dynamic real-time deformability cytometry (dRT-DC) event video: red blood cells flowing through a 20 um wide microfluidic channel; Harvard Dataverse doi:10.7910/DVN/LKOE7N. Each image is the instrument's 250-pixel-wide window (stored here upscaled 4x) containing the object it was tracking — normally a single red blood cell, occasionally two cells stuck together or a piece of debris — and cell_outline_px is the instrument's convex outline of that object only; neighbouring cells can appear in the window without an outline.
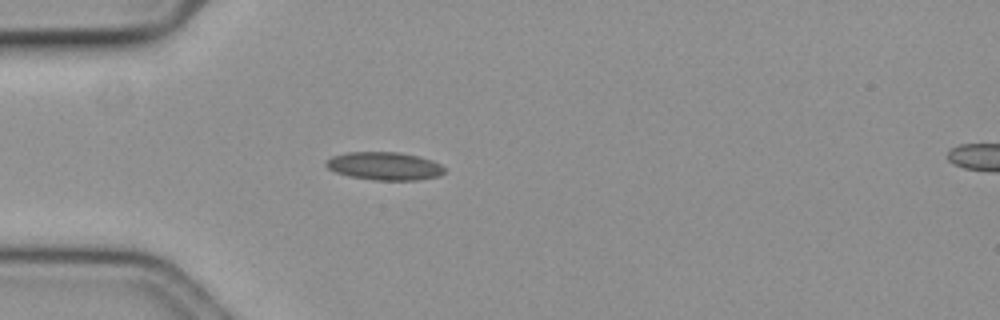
{"species": "common noctule bat (a hibernating species)", "species_latin": "Nyctalus noctula", "temperature_condition": "cold", "stored_images_in_passage": 42, "camera_frame_rate_fps": 3000, "um_per_image_px": 0.085, "animal": {"sex": "female", "body_mass_g": 19.3, "forearm_length_mm": 54.1}, "frame": {"image": 1, "passage_image": 1, "time_ms": 0.0, "image_size_px": [1000, 320], "cell_outline_px": [[444, 172], [440, 176], [416, 180], [372, 180], [348, 176], [336, 172], [328, 168], [324, 164], [332, 156], [348, 152], [400, 152], [432, 160], [440, 164], [444, 168]], "centroid_in_image_um": [32.67, 14.12], "position_along_channel_um": 52.3, "area_um2": 19.31}}
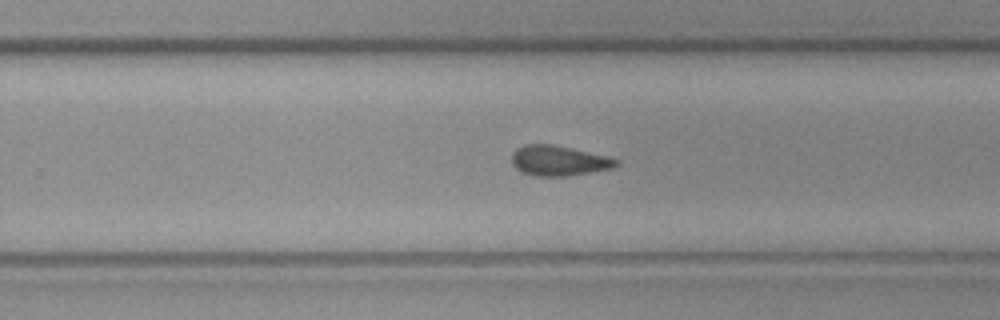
{"frame": {"image": 2, "passage_image": 21, "time_ms": 6.667, "image_size_px": [1000, 320], "cell_outline_px": [[620, 164], [612, 168], [568, 176], [532, 176], [520, 172], [512, 164], [512, 152], [516, 148], [524, 144], [552, 144], [608, 156], [620, 160]], "centroid_in_image_um": [47.47, 13.66], "position_along_channel_um": 282.3, "area_um2": 18.55}}
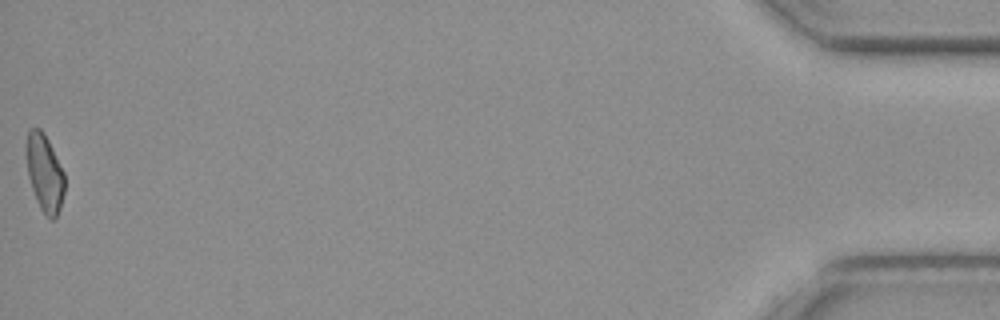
{"frame": {"image": 3, "passage_image": 42, "time_ms": 13.667, "image_size_px": [1000, 320], "cell_outline_px": [[64, 192], [60, 208], [56, 216], [52, 220], [48, 220], [40, 208], [36, 200], [28, 176], [28, 132], [32, 128], [40, 128], [48, 140], [64, 172]], "centroid_in_image_um": [3.82, 14.77], "position_along_channel_um": 431.4, "area_um2": 16.76}, "authors_computed_cell_mechanics": {"area_um2": 17.918, "velocity_mm_per_s": 3.6094, "shape_relaxation_time_tau1_ms": 6.8197, "shape_relaxation_time_tau2_ms": 3.4843, "deformation_change_tau1": 0.1392, "deformation_change_tau2": 0.1168}}